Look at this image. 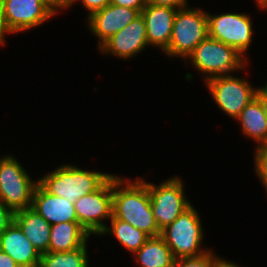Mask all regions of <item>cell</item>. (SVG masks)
Masks as SVG:
<instances>
[{
  "instance_id": "obj_21",
  "label": "cell",
  "mask_w": 267,
  "mask_h": 267,
  "mask_svg": "<svg viewBox=\"0 0 267 267\" xmlns=\"http://www.w3.org/2000/svg\"><path fill=\"white\" fill-rule=\"evenodd\" d=\"M110 222L111 226H107L100 236H106V234L114 236L121 246L132 254L138 251L149 238V236L140 229H137L130 223L120 220L113 215Z\"/></svg>"
},
{
  "instance_id": "obj_9",
  "label": "cell",
  "mask_w": 267,
  "mask_h": 267,
  "mask_svg": "<svg viewBox=\"0 0 267 267\" xmlns=\"http://www.w3.org/2000/svg\"><path fill=\"white\" fill-rule=\"evenodd\" d=\"M205 84L218 108L234 120L257 93L249 81L231 74L211 78Z\"/></svg>"
},
{
  "instance_id": "obj_34",
  "label": "cell",
  "mask_w": 267,
  "mask_h": 267,
  "mask_svg": "<svg viewBox=\"0 0 267 267\" xmlns=\"http://www.w3.org/2000/svg\"><path fill=\"white\" fill-rule=\"evenodd\" d=\"M257 6L261 10H267V0H255Z\"/></svg>"
},
{
  "instance_id": "obj_1",
  "label": "cell",
  "mask_w": 267,
  "mask_h": 267,
  "mask_svg": "<svg viewBox=\"0 0 267 267\" xmlns=\"http://www.w3.org/2000/svg\"><path fill=\"white\" fill-rule=\"evenodd\" d=\"M113 216L130 223L149 237L161 235L152 208L148 186L143 179L112 174Z\"/></svg>"
},
{
  "instance_id": "obj_10",
  "label": "cell",
  "mask_w": 267,
  "mask_h": 267,
  "mask_svg": "<svg viewBox=\"0 0 267 267\" xmlns=\"http://www.w3.org/2000/svg\"><path fill=\"white\" fill-rule=\"evenodd\" d=\"M78 222L91 235H101L107 227L112 210V175L94 192L74 203Z\"/></svg>"
},
{
  "instance_id": "obj_13",
  "label": "cell",
  "mask_w": 267,
  "mask_h": 267,
  "mask_svg": "<svg viewBox=\"0 0 267 267\" xmlns=\"http://www.w3.org/2000/svg\"><path fill=\"white\" fill-rule=\"evenodd\" d=\"M141 13L137 9L109 4L87 18V27L98 38L99 49Z\"/></svg>"
},
{
  "instance_id": "obj_27",
  "label": "cell",
  "mask_w": 267,
  "mask_h": 267,
  "mask_svg": "<svg viewBox=\"0 0 267 267\" xmlns=\"http://www.w3.org/2000/svg\"><path fill=\"white\" fill-rule=\"evenodd\" d=\"M146 3L147 0H110V4L137 9L140 13L141 10L146 6Z\"/></svg>"
},
{
  "instance_id": "obj_7",
  "label": "cell",
  "mask_w": 267,
  "mask_h": 267,
  "mask_svg": "<svg viewBox=\"0 0 267 267\" xmlns=\"http://www.w3.org/2000/svg\"><path fill=\"white\" fill-rule=\"evenodd\" d=\"M141 179L148 186L152 212L160 230L171 224L192 206L184 194V182L179 176L166 179L159 185L146 182L144 178Z\"/></svg>"
},
{
  "instance_id": "obj_23",
  "label": "cell",
  "mask_w": 267,
  "mask_h": 267,
  "mask_svg": "<svg viewBox=\"0 0 267 267\" xmlns=\"http://www.w3.org/2000/svg\"><path fill=\"white\" fill-rule=\"evenodd\" d=\"M221 259L220 256L218 257L209 249V251L197 257L175 259L173 267H215Z\"/></svg>"
},
{
  "instance_id": "obj_25",
  "label": "cell",
  "mask_w": 267,
  "mask_h": 267,
  "mask_svg": "<svg viewBox=\"0 0 267 267\" xmlns=\"http://www.w3.org/2000/svg\"><path fill=\"white\" fill-rule=\"evenodd\" d=\"M78 1L82 3L86 10H88L87 18L110 4V0H71L68 9Z\"/></svg>"
},
{
  "instance_id": "obj_24",
  "label": "cell",
  "mask_w": 267,
  "mask_h": 267,
  "mask_svg": "<svg viewBox=\"0 0 267 267\" xmlns=\"http://www.w3.org/2000/svg\"><path fill=\"white\" fill-rule=\"evenodd\" d=\"M254 169L267 193V145L256 146L254 152Z\"/></svg>"
},
{
  "instance_id": "obj_31",
  "label": "cell",
  "mask_w": 267,
  "mask_h": 267,
  "mask_svg": "<svg viewBox=\"0 0 267 267\" xmlns=\"http://www.w3.org/2000/svg\"><path fill=\"white\" fill-rule=\"evenodd\" d=\"M50 6H52L57 12L60 10H66L69 7L71 0H45Z\"/></svg>"
},
{
  "instance_id": "obj_4",
  "label": "cell",
  "mask_w": 267,
  "mask_h": 267,
  "mask_svg": "<svg viewBox=\"0 0 267 267\" xmlns=\"http://www.w3.org/2000/svg\"><path fill=\"white\" fill-rule=\"evenodd\" d=\"M207 36V12L190 6L179 8L173 21L168 49L164 53L173 58H183L187 62L186 59Z\"/></svg>"
},
{
  "instance_id": "obj_33",
  "label": "cell",
  "mask_w": 267,
  "mask_h": 267,
  "mask_svg": "<svg viewBox=\"0 0 267 267\" xmlns=\"http://www.w3.org/2000/svg\"><path fill=\"white\" fill-rule=\"evenodd\" d=\"M215 267H241L239 265H237V263H234L233 261H229L228 259L227 260H224V259H221Z\"/></svg>"
},
{
  "instance_id": "obj_17",
  "label": "cell",
  "mask_w": 267,
  "mask_h": 267,
  "mask_svg": "<svg viewBox=\"0 0 267 267\" xmlns=\"http://www.w3.org/2000/svg\"><path fill=\"white\" fill-rule=\"evenodd\" d=\"M14 221L40 254L49 252L51 225L44 217L28 208L15 212Z\"/></svg>"
},
{
  "instance_id": "obj_32",
  "label": "cell",
  "mask_w": 267,
  "mask_h": 267,
  "mask_svg": "<svg viewBox=\"0 0 267 267\" xmlns=\"http://www.w3.org/2000/svg\"><path fill=\"white\" fill-rule=\"evenodd\" d=\"M7 30L3 19V0H0V46L5 44V35Z\"/></svg>"
},
{
  "instance_id": "obj_19",
  "label": "cell",
  "mask_w": 267,
  "mask_h": 267,
  "mask_svg": "<svg viewBox=\"0 0 267 267\" xmlns=\"http://www.w3.org/2000/svg\"><path fill=\"white\" fill-rule=\"evenodd\" d=\"M235 120L241 123V131L245 137H250L257 146L267 143V114L257 96L244 107Z\"/></svg>"
},
{
  "instance_id": "obj_29",
  "label": "cell",
  "mask_w": 267,
  "mask_h": 267,
  "mask_svg": "<svg viewBox=\"0 0 267 267\" xmlns=\"http://www.w3.org/2000/svg\"><path fill=\"white\" fill-rule=\"evenodd\" d=\"M0 267H20L14 259L0 250Z\"/></svg>"
},
{
  "instance_id": "obj_14",
  "label": "cell",
  "mask_w": 267,
  "mask_h": 267,
  "mask_svg": "<svg viewBox=\"0 0 267 267\" xmlns=\"http://www.w3.org/2000/svg\"><path fill=\"white\" fill-rule=\"evenodd\" d=\"M177 10L174 7L146 3L141 14L144 17L149 46L160 48L163 52L168 49Z\"/></svg>"
},
{
  "instance_id": "obj_11",
  "label": "cell",
  "mask_w": 267,
  "mask_h": 267,
  "mask_svg": "<svg viewBox=\"0 0 267 267\" xmlns=\"http://www.w3.org/2000/svg\"><path fill=\"white\" fill-rule=\"evenodd\" d=\"M56 14L45 0H3V19L8 35L34 29Z\"/></svg>"
},
{
  "instance_id": "obj_2",
  "label": "cell",
  "mask_w": 267,
  "mask_h": 267,
  "mask_svg": "<svg viewBox=\"0 0 267 267\" xmlns=\"http://www.w3.org/2000/svg\"><path fill=\"white\" fill-rule=\"evenodd\" d=\"M111 175L65 164L37 180L48 193L75 203L82 196L97 190Z\"/></svg>"
},
{
  "instance_id": "obj_6",
  "label": "cell",
  "mask_w": 267,
  "mask_h": 267,
  "mask_svg": "<svg viewBox=\"0 0 267 267\" xmlns=\"http://www.w3.org/2000/svg\"><path fill=\"white\" fill-rule=\"evenodd\" d=\"M37 183L14 156L0 157V201L13 213L31 208Z\"/></svg>"
},
{
  "instance_id": "obj_30",
  "label": "cell",
  "mask_w": 267,
  "mask_h": 267,
  "mask_svg": "<svg viewBox=\"0 0 267 267\" xmlns=\"http://www.w3.org/2000/svg\"><path fill=\"white\" fill-rule=\"evenodd\" d=\"M256 96L263 105L264 111L267 114V82L261 87H257Z\"/></svg>"
},
{
  "instance_id": "obj_16",
  "label": "cell",
  "mask_w": 267,
  "mask_h": 267,
  "mask_svg": "<svg viewBox=\"0 0 267 267\" xmlns=\"http://www.w3.org/2000/svg\"><path fill=\"white\" fill-rule=\"evenodd\" d=\"M0 250L10 255L20 267L40 265L41 254L13 222L0 234Z\"/></svg>"
},
{
  "instance_id": "obj_12",
  "label": "cell",
  "mask_w": 267,
  "mask_h": 267,
  "mask_svg": "<svg viewBox=\"0 0 267 267\" xmlns=\"http://www.w3.org/2000/svg\"><path fill=\"white\" fill-rule=\"evenodd\" d=\"M146 25L142 14L108 39L100 48L103 54L119 59L133 58L148 47Z\"/></svg>"
},
{
  "instance_id": "obj_18",
  "label": "cell",
  "mask_w": 267,
  "mask_h": 267,
  "mask_svg": "<svg viewBox=\"0 0 267 267\" xmlns=\"http://www.w3.org/2000/svg\"><path fill=\"white\" fill-rule=\"evenodd\" d=\"M90 234L79 222H62L51 225L49 252H66L81 248Z\"/></svg>"
},
{
  "instance_id": "obj_22",
  "label": "cell",
  "mask_w": 267,
  "mask_h": 267,
  "mask_svg": "<svg viewBox=\"0 0 267 267\" xmlns=\"http://www.w3.org/2000/svg\"><path fill=\"white\" fill-rule=\"evenodd\" d=\"M87 243L81 248L66 252L41 254L40 267H89Z\"/></svg>"
},
{
  "instance_id": "obj_3",
  "label": "cell",
  "mask_w": 267,
  "mask_h": 267,
  "mask_svg": "<svg viewBox=\"0 0 267 267\" xmlns=\"http://www.w3.org/2000/svg\"><path fill=\"white\" fill-rule=\"evenodd\" d=\"M203 74V80L229 75L247 67V61L236 49L207 36L186 59ZM206 74V75H205Z\"/></svg>"
},
{
  "instance_id": "obj_26",
  "label": "cell",
  "mask_w": 267,
  "mask_h": 267,
  "mask_svg": "<svg viewBox=\"0 0 267 267\" xmlns=\"http://www.w3.org/2000/svg\"><path fill=\"white\" fill-rule=\"evenodd\" d=\"M14 213L0 201V234L13 222Z\"/></svg>"
},
{
  "instance_id": "obj_5",
  "label": "cell",
  "mask_w": 267,
  "mask_h": 267,
  "mask_svg": "<svg viewBox=\"0 0 267 267\" xmlns=\"http://www.w3.org/2000/svg\"><path fill=\"white\" fill-rule=\"evenodd\" d=\"M201 222L198 211L192 205L161 230V236L175 259L197 257L209 251L208 248H202L204 232Z\"/></svg>"
},
{
  "instance_id": "obj_15",
  "label": "cell",
  "mask_w": 267,
  "mask_h": 267,
  "mask_svg": "<svg viewBox=\"0 0 267 267\" xmlns=\"http://www.w3.org/2000/svg\"><path fill=\"white\" fill-rule=\"evenodd\" d=\"M31 208L44 217L50 225L78 222L74 203L48 193L39 183L33 192Z\"/></svg>"
},
{
  "instance_id": "obj_8",
  "label": "cell",
  "mask_w": 267,
  "mask_h": 267,
  "mask_svg": "<svg viewBox=\"0 0 267 267\" xmlns=\"http://www.w3.org/2000/svg\"><path fill=\"white\" fill-rule=\"evenodd\" d=\"M208 16V36L236 49L247 59L253 41V24L245 13H220Z\"/></svg>"
},
{
  "instance_id": "obj_28",
  "label": "cell",
  "mask_w": 267,
  "mask_h": 267,
  "mask_svg": "<svg viewBox=\"0 0 267 267\" xmlns=\"http://www.w3.org/2000/svg\"><path fill=\"white\" fill-rule=\"evenodd\" d=\"M188 0H147V3L157 6H168L174 8H182L188 5Z\"/></svg>"
},
{
  "instance_id": "obj_20",
  "label": "cell",
  "mask_w": 267,
  "mask_h": 267,
  "mask_svg": "<svg viewBox=\"0 0 267 267\" xmlns=\"http://www.w3.org/2000/svg\"><path fill=\"white\" fill-rule=\"evenodd\" d=\"M133 255L139 267H173L175 261L171 249L161 235L149 237Z\"/></svg>"
}]
</instances>
